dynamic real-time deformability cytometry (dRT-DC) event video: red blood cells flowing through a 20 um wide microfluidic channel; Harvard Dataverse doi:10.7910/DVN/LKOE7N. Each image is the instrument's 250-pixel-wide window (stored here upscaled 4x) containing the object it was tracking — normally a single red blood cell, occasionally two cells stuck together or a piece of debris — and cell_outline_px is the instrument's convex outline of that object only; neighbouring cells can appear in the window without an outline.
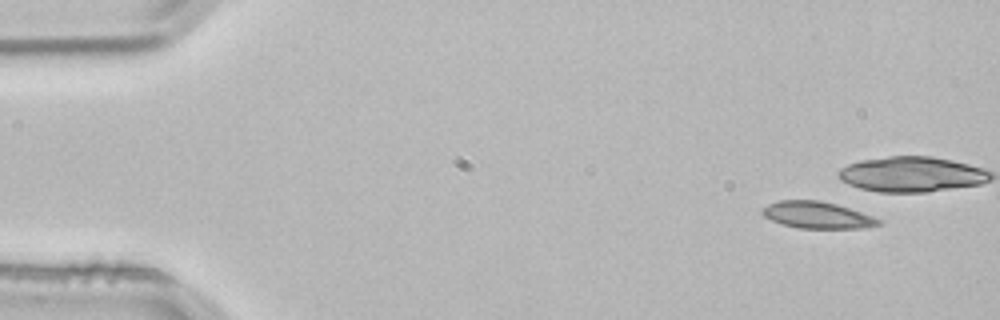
{"species": "common noctule bat (a hibernating species)", "species_latin": "Nyctalus noctula", "temperature_condition": "room temperature", "stored_images_in_passage": 3, "camera_frame_rate_fps": 3000, "um_per_image_px": 0.085, "animal": {"sex": "male", "body_mass_g": 21.5, "forearm_length_mm": 52.0}, "frame": {"image": 1, "passage_image": 3, "time_ms": 0.667, "image_size_px": [1000, 320], "cell_outline_px": [[884, 224], [860, 228], [800, 228], [780, 224], [764, 216], [760, 212], [768, 204], [780, 200], [820, 200], [836, 204], [884, 220]], "centroid_in_image_um": [69.48, 18.28], "position_along_channel_um": 15.5, "area_um2": 18.09}}